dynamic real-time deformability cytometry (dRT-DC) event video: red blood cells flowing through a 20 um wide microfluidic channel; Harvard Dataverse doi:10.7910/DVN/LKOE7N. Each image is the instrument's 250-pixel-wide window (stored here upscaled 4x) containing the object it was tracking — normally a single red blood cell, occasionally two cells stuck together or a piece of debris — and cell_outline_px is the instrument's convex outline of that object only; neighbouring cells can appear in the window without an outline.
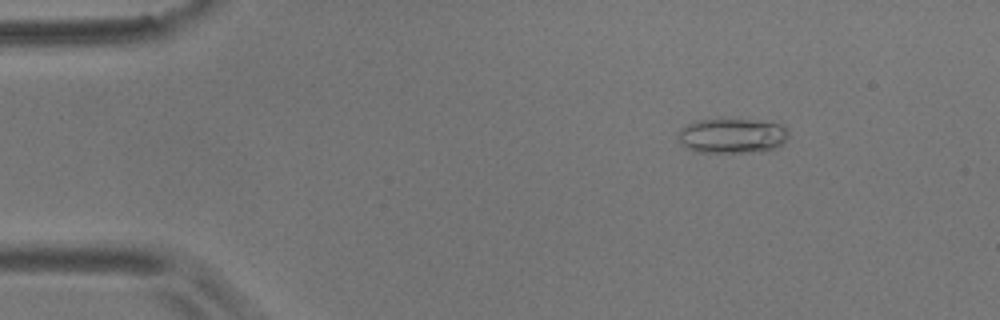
{"species": "common noctule bat (a hibernating species)", "species_latin": "Nyctalus noctula", "temperature_condition": "room temperature", "stored_images_in_passage": 50, "camera_frame_rate_fps": 3000, "um_per_image_px": 0.085, "animal": {"sex": "male", "body_mass_g": 17.9}, "frame": {"image": 1, "passage_image": 2, "time_ms": 0.333, "image_size_px": [1000, 320], "cell_outline_px": [[788, 140], [768, 152], [696, 152], [684, 148], [680, 144], [676, 136], [680, 128], [696, 120], [720, 116], [752, 120], [780, 124], [788, 132]], "centroid_in_image_um": [62.17, 11.52], "position_along_channel_um": 22.8, "area_um2": 23.47}}
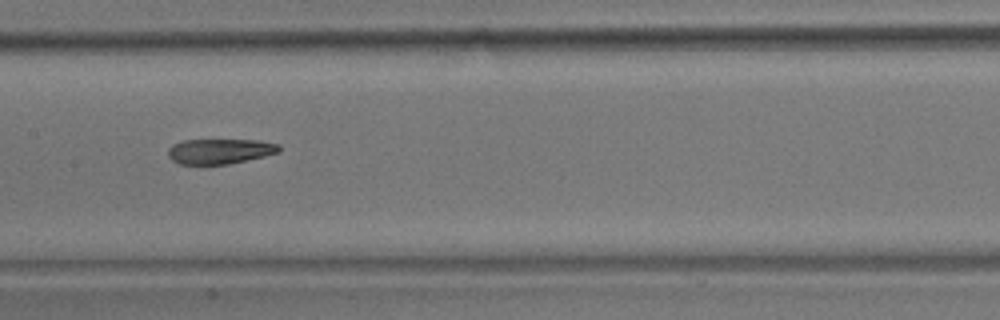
{"frame": {"image": 2, "passage_image": 22, "time_ms": 7.0, "image_size_px": [1000, 320], "cell_outline_px": [[280, 152], [264, 156], [228, 164], [180, 164], [172, 160], [168, 156], [168, 148], [172, 144], [184, 140], [260, 140], [280, 144]], "centroid_in_image_um": [18.69, 12.85], "position_along_channel_um": 188.7, "area_um2": 16.3}}
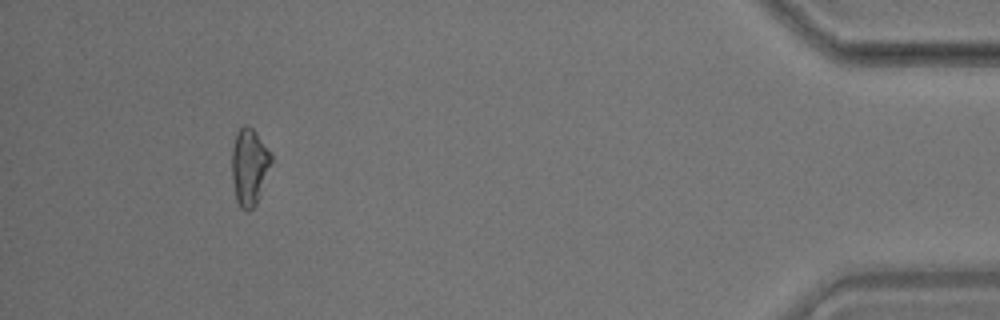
{"frame": {"image": 3, "passage_image": 46, "time_ms": 15.0, "image_size_px": [1000, 320], "cell_outline_px": [[272, 160], [256, 204], [248, 212], [240, 208], [236, 200], [232, 180], [232, 148], [236, 132], [244, 124], [248, 124], [256, 132], [272, 152]], "centroid_in_image_um": [21.18, 14.14], "position_along_channel_um": 414.0, "area_um2": 17.74}, "authors_computed_cell_mechanics": {"area_um2": 17.8024, "velocity_mm_per_s": 3.6061, "shape_relaxation_time_tau1_ms": 7.558, "shape_relaxation_time_tau2_ms": 4.6247, "deformation_change_tau1": 0.1641, "deformation_change_tau2": 0.1244}}